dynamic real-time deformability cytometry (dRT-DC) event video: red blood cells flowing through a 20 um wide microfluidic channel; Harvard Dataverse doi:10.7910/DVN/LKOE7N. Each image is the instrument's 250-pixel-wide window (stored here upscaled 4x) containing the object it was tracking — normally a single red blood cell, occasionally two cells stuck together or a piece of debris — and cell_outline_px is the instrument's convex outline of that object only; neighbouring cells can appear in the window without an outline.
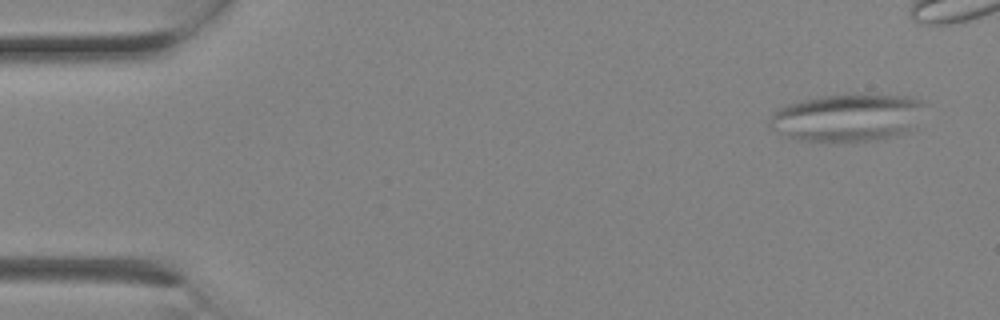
{"species": "Egyptian fruit bat (a non-hibernating species)", "species_latin": "Rousettus aegyptiacus", "temperature_condition": "room temperature", "stored_images_in_passage": 4, "camera_frame_rate_fps": 3000, "um_per_image_px": 0.085, "animal": {"sex": "female"}, "frame": {"image": 1, "passage_image": 1, "time_ms": 0.0, "image_size_px": [1000, 320], "cell_outline_px": [[928, 104], [916, 128], [912, 132], [896, 136], [876, 140], [828, 144], [796, 140], [772, 128], [768, 124], [768, 120], [772, 112], [788, 104], [800, 100], [824, 96], [852, 92], [912, 96], [928, 100]], "centroid_in_image_um": [72.16, 9.99], "position_along_channel_um": 12.8, "area_um2": 45.43}}